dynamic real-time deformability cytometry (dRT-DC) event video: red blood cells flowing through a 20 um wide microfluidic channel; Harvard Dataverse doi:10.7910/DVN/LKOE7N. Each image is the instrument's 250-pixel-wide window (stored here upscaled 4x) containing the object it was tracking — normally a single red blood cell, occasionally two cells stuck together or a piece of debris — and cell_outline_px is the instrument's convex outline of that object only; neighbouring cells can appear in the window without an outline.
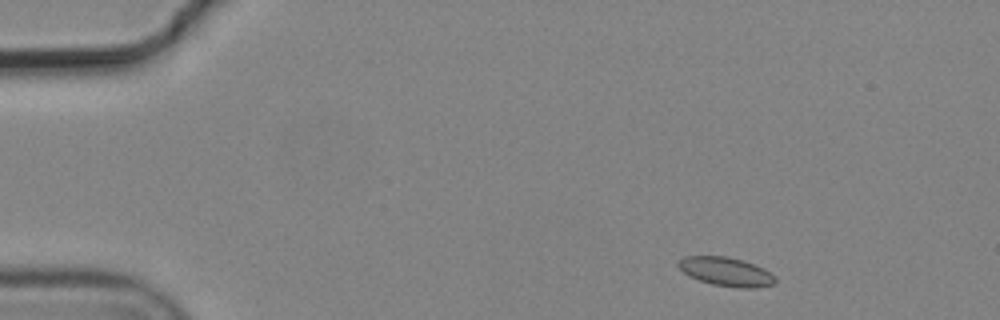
{"species": "common noctule bat (a hibernating species)", "species_latin": "Nyctalus noctula", "temperature_condition": "cold", "stored_images_in_passage": 7, "camera_frame_rate_fps": 3000, "um_per_image_px": 0.085, "animal": {"sex": "male", "body_mass_g": 19.2, "forearm_length_mm": 51.8}, "frame": {"image": 1, "passage_image": 1, "time_ms": 0.0, "image_size_px": [1000, 320], "cell_outline_px": [[776, 280], [772, 284], [756, 288], [740, 288], [712, 284], [700, 280], [684, 272], [676, 264], [684, 256], [728, 256], [744, 260], [764, 268], [776, 276]], "centroid_in_image_um": [61.76, 23.08], "position_along_channel_um": 23.2, "area_um2": 16.24}}
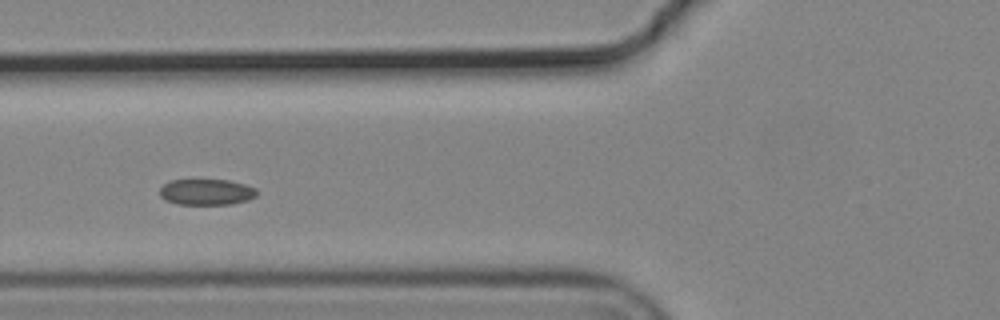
{"frame": {"image": 2, "passage_image": 5, "time_ms": 1.333, "image_size_px": [1000, 320], "cell_outline_px": [[256, 196], [248, 200], [232, 204], [176, 204], [164, 200], [160, 196], [160, 188], [168, 180], [228, 180], [244, 184], [256, 188]], "centroid_in_image_um": [17.52, 16.32], "position_along_channel_um": 108.3, "area_um2": 14.74}}
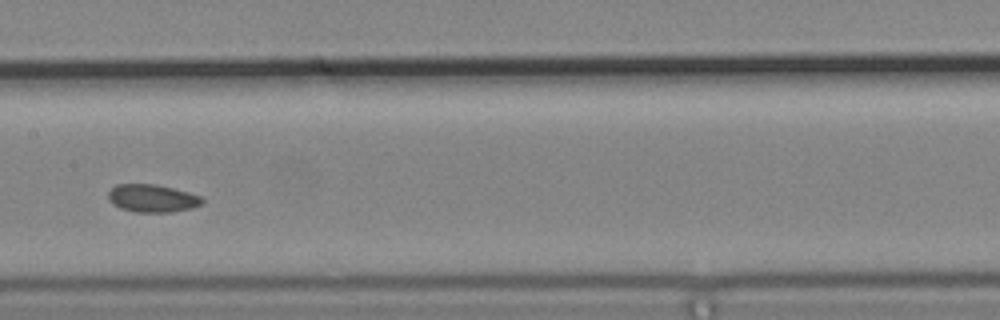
{"frame": {"image": 3, "passage_image": 7, "time_ms": 2.0, "image_size_px": [1000, 320], "cell_outline_px": [[204, 200], [200, 204], [192, 208], [172, 212], [136, 212], [120, 208], [108, 200], [108, 192], [116, 184], [156, 184], [188, 192], [200, 196]], "centroid_in_image_um": [12.92, 16.85], "position_along_channel_um": 194.5, "area_um2": 15.14}}